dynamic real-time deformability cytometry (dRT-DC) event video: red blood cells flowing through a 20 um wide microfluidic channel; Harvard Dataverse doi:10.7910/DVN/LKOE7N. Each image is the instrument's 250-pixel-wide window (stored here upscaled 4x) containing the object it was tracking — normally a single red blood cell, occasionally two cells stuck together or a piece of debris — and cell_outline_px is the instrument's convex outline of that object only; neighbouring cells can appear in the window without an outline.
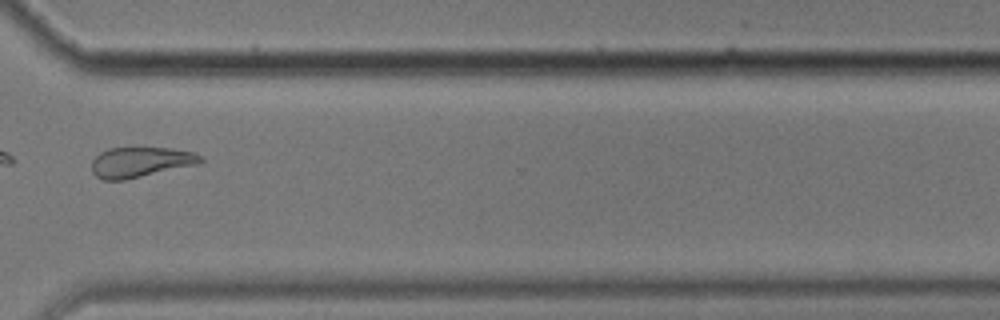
{"species": "common noctule bat (a hibernating species)", "species_latin": "Nyctalus noctula", "temperature_condition": "cold", "stored_images_in_passage": 12, "camera_frame_rate_fps": 3000, "um_per_image_px": 0.085, "animal": {"sex": "male", "body_mass_g": 17.9}, "frame": {"image": 1, "passage_image": 10, "time_ms": 11.0, "image_size_px": [1000, 320], "cell_outline_px": [[204, 160], [200, 164], [124, 180], [104, 180], [96, 176], [92, 172], [92, 160], [100, 152], [108, 148], [172, 148], [192, 152], [200, 156]], "centroid_in_image_um": [11.94, 13.78], "position_along_channel_um": 358.7, "area_um2": 19.19}, "authors_computed_cell_mechanics": {"area_um2": 18.5249, "velocity_mm_per_s": 3.5102, "shape_relaxation_time_tau1_ms": 2.4057, "shape_relaxation_time_tau2_ms": 2.996, "deformation_change_tau1": 0.0849, "deformation_change_tau2": 0.1025}}